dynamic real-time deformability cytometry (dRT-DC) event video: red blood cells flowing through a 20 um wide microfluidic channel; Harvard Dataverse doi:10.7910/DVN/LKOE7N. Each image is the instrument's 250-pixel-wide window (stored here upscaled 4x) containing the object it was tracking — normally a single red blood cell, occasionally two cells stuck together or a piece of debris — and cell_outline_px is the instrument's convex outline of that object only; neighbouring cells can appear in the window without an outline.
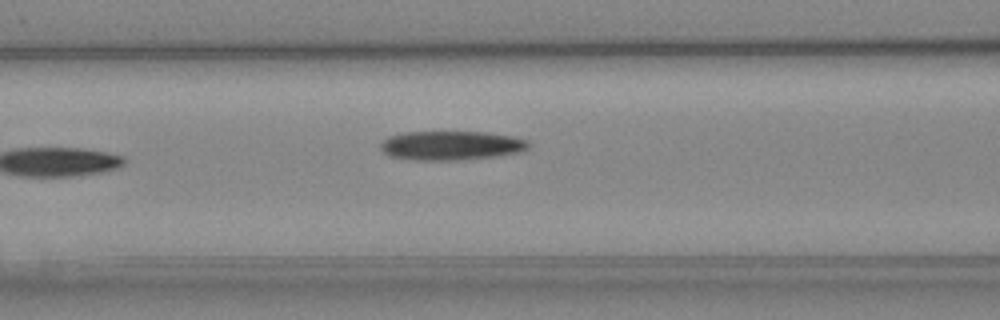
{"species": "Egyptian fruit bat (a non-hibernating species)", "species_latin": "Rousettus aegyptiacus", "temperature_condition": "cold", "stored_images_in_passage": 8, "camera_frame_rate_fps": 3000, "um_per_image_px": 0.085, "animal": {"sex": "female"}, "frame": {"image": 1, "passage_image": 8, "time_ms": 8.333, "image_size_px": [1000, 320], "cell_outline_px": [[532, 144], [528, 148], [520, 152], [500, 156], [460, 160], [412, 160], [388, 156], [380, 148], [380, 144], [388, 136], [404, 132], [484, 132], [512, 136], [528, 140]], "centroid_in_image_um": [38.37, 12.37], "position_along_channel_um": 128.2, "area_um2": 25.43}}